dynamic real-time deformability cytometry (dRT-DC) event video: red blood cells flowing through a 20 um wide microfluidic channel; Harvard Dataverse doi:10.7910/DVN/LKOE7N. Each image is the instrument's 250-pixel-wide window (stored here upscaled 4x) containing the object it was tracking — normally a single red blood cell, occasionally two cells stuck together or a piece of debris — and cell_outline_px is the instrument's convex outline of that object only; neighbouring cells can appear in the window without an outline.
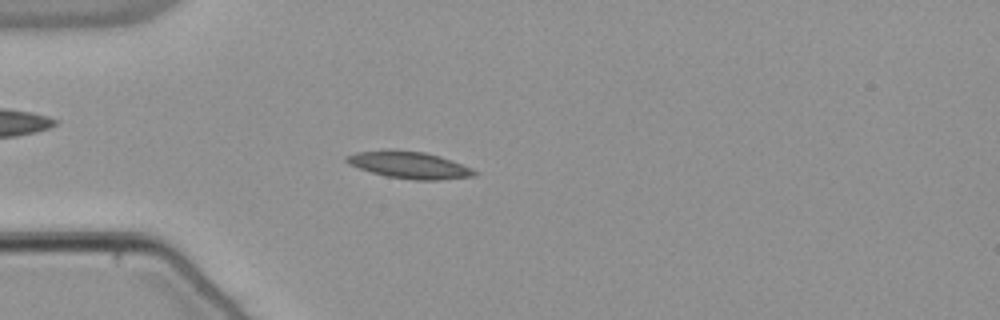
{"species": "common noctule bat (a hibernating species)", "species_latin": "Nyctalus noctula", "temperature_condition": "warm", "stored_images_in_passage": 54, "camera_frame_rate_fps": 3000, "um_per_image_px": 0.085, "animal": {"sex": "male", "body_mass_g": 21.5, "forearm_length_mm": 52.0}, "frame": {"image": 1, "passage_image": 15, "time_ms": 4.667, "image_size_px": [1000, 320], "cell_outline_px": [[480, 172], [476, 176], [440, 180], [416, 180], [388, 176], [372, 172], [348, 164], [344, 160], [344, 156], [356, 152], [424, 152], [440, 156], [452, 160], [472, 168]], "centroid_in_image_um": [34.88, 14.06], "position_along_channel_um": 50.1, "area_um2": 19.42}}
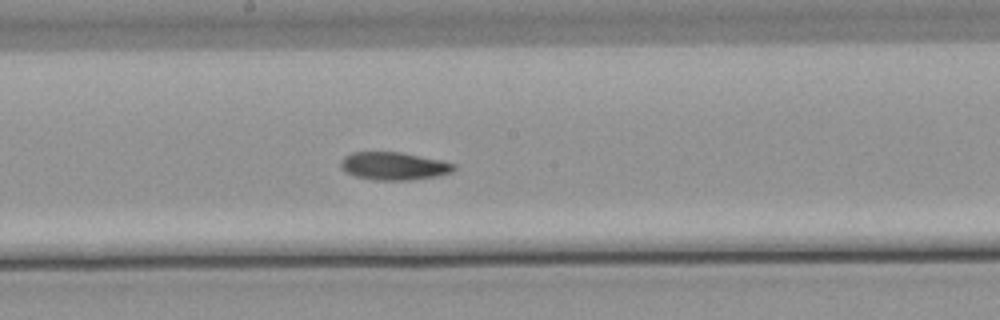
{"frame": {"image": 2, "passage_image": 29, "time_ms": 9.333, "image_size_px": [1000, 320], "cell_outline_px": [[456, 168], [452, 172], [436, 176], [412, 180], [372, 180], [356, 176], [340, 168], [340, 160], [344, 156], [352, 152], [400, 152], [440, 160], [456, 164]], "centroid_in_image_um": [33.46, 14.11], "position_along_channel_um": 214.7, "area_um2": 18.38}}
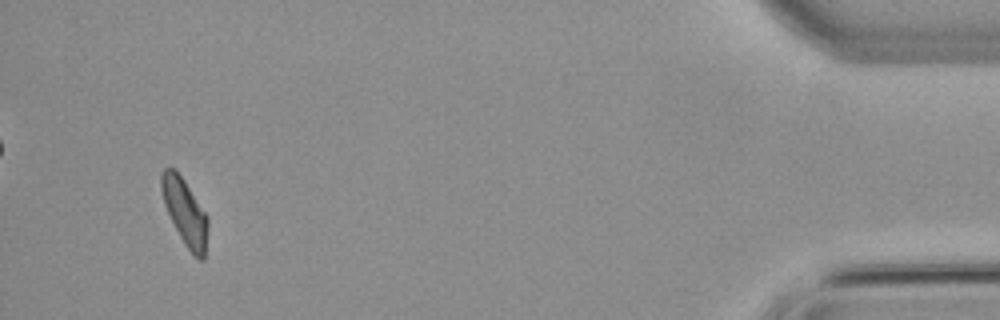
{"frame": {"image": 3, "passage_image": 51, "time_ms": 16.667, "image_size_px": [1000, 320], "cell_outline_px": [[208, 228], [204, 260], [200, 260], [184, 244], [164, 204], [160, 188], [160, 176], [164, 168], [176, 168], [208, 216]], "centroid_in_image_um": [15.72, 17.98], "position_along_channel_um": 419.5, "area_um2": 17.8}, "authors_computed_cell_mechanics": {"area_um2": 18.4093, "velocity_mm_per_s": 3.8201, "shape_relaxation_time_tau1_ms": 11.1737, "shape_relaxation_time_tau2_ms": 8.8431, "deformation_change_tau1": 0.2107, "deformation_change_tau2": 0.1652}}